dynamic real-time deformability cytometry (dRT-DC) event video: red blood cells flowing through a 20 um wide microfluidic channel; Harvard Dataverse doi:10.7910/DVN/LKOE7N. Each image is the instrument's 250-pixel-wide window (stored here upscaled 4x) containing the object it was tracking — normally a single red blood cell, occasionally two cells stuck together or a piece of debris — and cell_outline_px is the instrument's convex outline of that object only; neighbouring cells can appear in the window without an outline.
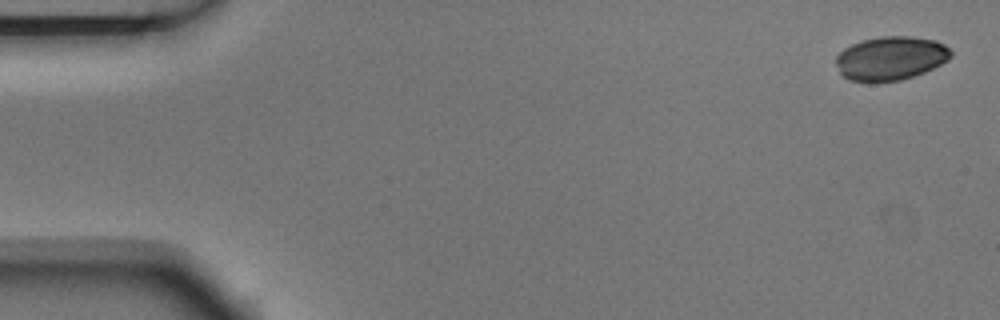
{"species": "Egyptian fruit bat (a non-hibernating species)", "species_latin": "Rousettus aegyptiacus", "temperature_condition": "room temperature", "stored_images_in_passage": 3, "camera_frame_rate_fps": 3000, "um_per_image_px": 0.085, "animal": {"sex": "male"}, "frame": {"image": 1, "passage_image": 1, "time_ms": 0.0, "image_size_px": [1000, 320], "cell_outline_px": [[952, 56], [948, 60], [924, 72], [900, 80], [868, 84], [848, 80], [840, 72], [836, 64], [836, 56], [844, 48], [860, 40], [880, 36], [912, 36], [936, 40], [944, 44], [952, 52]], "centroid_in_image_um": [75.68, 4.96], "position_along_channel_um": 9.3, "area_um2": 29.77}}